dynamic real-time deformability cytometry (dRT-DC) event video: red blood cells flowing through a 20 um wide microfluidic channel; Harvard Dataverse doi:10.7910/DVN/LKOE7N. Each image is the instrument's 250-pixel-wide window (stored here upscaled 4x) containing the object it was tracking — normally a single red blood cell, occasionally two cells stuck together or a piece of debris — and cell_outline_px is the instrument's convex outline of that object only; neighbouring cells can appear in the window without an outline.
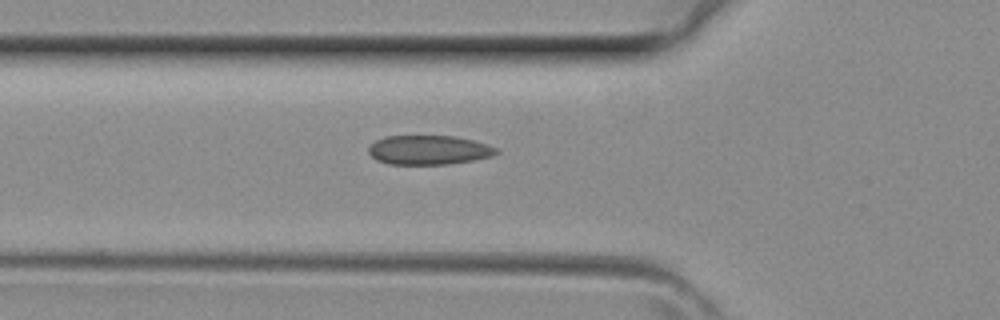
{"species": "common noctule bat (a hibernating species)", "species_latin": "Nyctalus noctula", "temperature_condition": "room temperature", "stored_images_in_passage": 3, "segment_of_instrument_passage": [2, 2], "camera_frame_rate_fps": 3000, "um_per_image_px": 0.085, "animal": {"sex": "female", "body_mass_g": 29.2, "forearm_length_mm": 56.3}, "frame": {"image": 1, "passage_image": 3, "time_ms": 0.667, "image_size_px": [1000, 320], "cell_outline_px": [[500, 152], [492, 156], [472, 160], [448, 164], [388, 164], [376, 160], [368, 152], [368, 148], [376, 140], [384, 136], [456, 136], [488, 144], [496, 148]], "centroid_in_image_um": [36.44, 12.75], "position_along_channel_um": 89.4, "area_um2": 21.79}}